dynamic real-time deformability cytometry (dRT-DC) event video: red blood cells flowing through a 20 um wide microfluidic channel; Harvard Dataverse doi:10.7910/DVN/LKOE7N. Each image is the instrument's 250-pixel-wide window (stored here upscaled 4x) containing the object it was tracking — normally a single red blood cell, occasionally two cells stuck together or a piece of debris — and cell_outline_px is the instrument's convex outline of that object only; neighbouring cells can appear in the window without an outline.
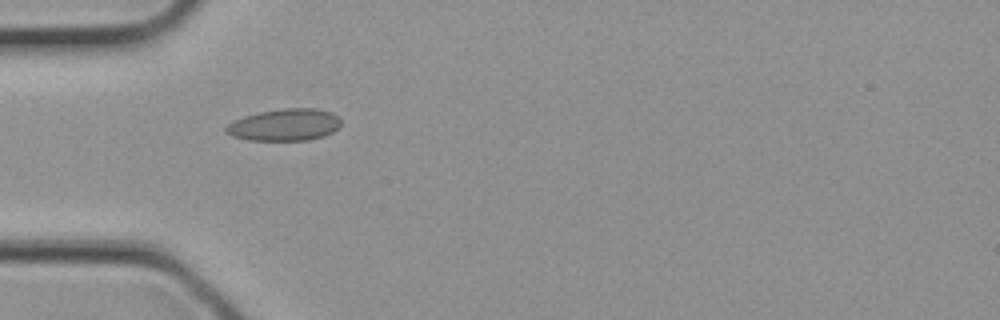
{"species": "common noctule bat (a hibernating species)", "species_latin": "Nyctalus noctula", "temperature_condition": "cold", "stored_images_in_passage": 1, "camera_frame_rate_fps": 3000, "um_per_image_px": 0.085, "animal": {"sex": "female", "body_mass_g": 21.9}, "frame": {"image": 1, "passage_image": 1, "time_ms": 0.0, "image_size_px": [1000, 320], "cell_outline_px": [[340, 128], [324, 136], [308, 140], [248, 140], [232, 136], [224, 132], [224, 128], [228, 124], [244, 116], [260, 112], [284, 108], [316, 108], [332, 112], [340, 120]], "centroid_in_image_um": [24.2, 10.61], "position_along_channel_um": 60.8, "area_um2": 21.44}}